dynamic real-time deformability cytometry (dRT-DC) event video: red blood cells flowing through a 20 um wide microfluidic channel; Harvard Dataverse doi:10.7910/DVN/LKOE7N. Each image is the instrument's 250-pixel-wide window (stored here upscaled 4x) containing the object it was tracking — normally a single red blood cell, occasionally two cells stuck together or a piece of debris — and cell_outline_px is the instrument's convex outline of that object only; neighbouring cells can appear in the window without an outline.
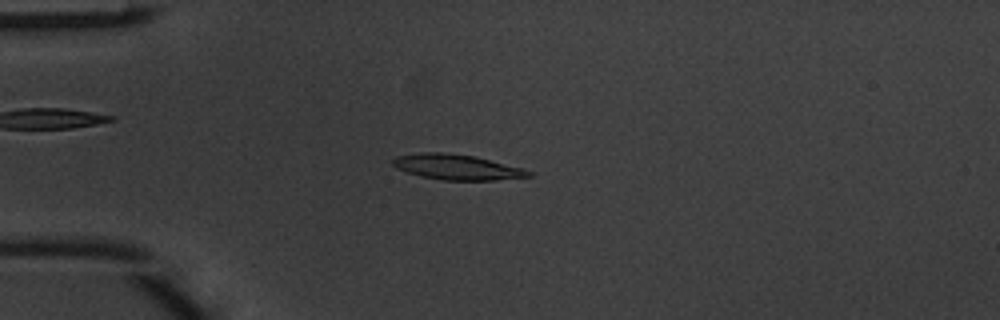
{"species": "common noctule bat (a hibernating species)", "species_latin": "Nyctalus noctula", "temperature_condition": "warm", "stored_images_in_passage": 4, "camera_frame_rate_fps": 3000, "um_per_image_px": 0.085, "animal": {"sex": "male", "body_mass_g": 20.1, "forearm_length_mm": 53.5}, "frame": {"image": 1, "passage_image": 3, "time_ms": 0.667, "image_size_px": [1000, 320], "cell_outline_px": [[532, 176], [496, 180], [440, 180], [420, 176], [396, 168], [392, 164], [392, 160], [396, 156], [420, 152], [444, 152], [476, 156], [520, 168], [532, 172]], "centroid_in_image_um": [38.79, 14.2], "position_along_channel_um": 46.2, "area_um2": 20.0}}